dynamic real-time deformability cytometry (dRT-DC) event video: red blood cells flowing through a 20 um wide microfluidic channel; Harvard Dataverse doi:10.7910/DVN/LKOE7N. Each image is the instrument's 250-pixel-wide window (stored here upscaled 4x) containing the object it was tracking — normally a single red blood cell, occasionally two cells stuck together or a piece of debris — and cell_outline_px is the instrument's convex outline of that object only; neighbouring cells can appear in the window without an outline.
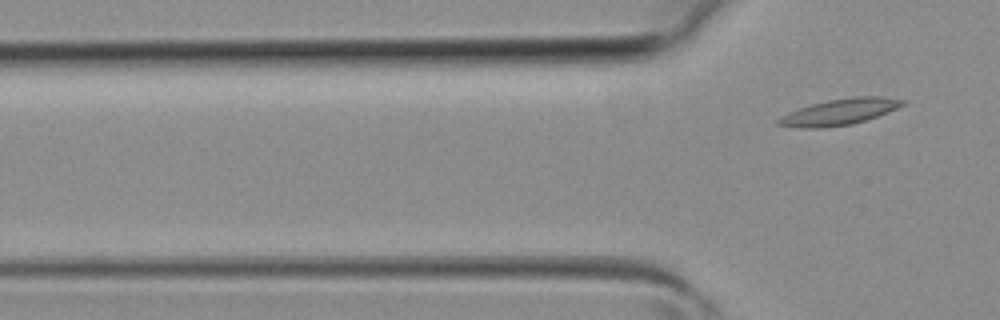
{"species": "common noctule bat (a hibernating species)", "species_latin": "Nyctalus noctula", "temperature_condition": "room temperature", "stored_images_in_passage": 3, "camera_frame_rate_fps": 3000, "um_per_image_px": 0.085, "animal": {"sex": "female", "body_mass_g": 19.3, "forearm_length_mm": 54.1}, "frame": {"image": 1, "passage_image": 3, "time_ms": 0.667, "image_size_px": [1000, 320], "cell_outline_px": [[908, 100], [904, 104], [888, 112], [852, 124], [820, 128], [804, 128], [776, 124], [776, 120], [780, 116], [788, 112], [812, 104], [828, 100], [852, 96], [884, 96]], "centroid_in_image_um": [71.37, 9.49], "position_along_channel_um": 54.4, "area_um2": 18.84}}